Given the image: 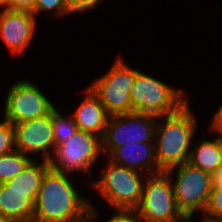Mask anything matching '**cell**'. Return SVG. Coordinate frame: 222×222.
Listing matches in <instances>:
<instances>
[{
  "label": "cell",
  "instance_id": "cell-1",
  "mask_svg": "<svg viewBox=\"0 0 222 222\" xmlns=\"http://www.w3.org/2000/svg\"><path fill=\"white\" fill-rule=\"evenodd\" d=\"M70 176L51 168L45 173L32 222H93L99 218L92 200L77 192Z\"/></svg>",
  "mask_w": 222,
  "mask_h": 222
},
{
  "label": "cell",
  "instance_id": "cell-2",
  "mask_svg": "<svg viewBox=\"0 0 222 222\" xmlns=\"http://www.w3.org/2000/svg\"><path fill=\"white\" fill-rule=\"evenodd\" d=\"M189 105L188 101L177 112L158 117L154 144L157 163L163 171L189 160L198 127Z\"/></svg>",
  "mask_w": 222,
  "mask_h": 222
},
{
  "label": "cell",
  "instance_id": "cell-3",
  "mask_svg": "<svg viewBox=\"0 0 222 222\" xmlns=\"http://www.w3.org/2000/svg\"><path fill=\"white\" fill-rule=\"evenodd\" d=\"M106 164L99 176L101 178L89 181L91 188L113 211H134L140 204L147 175L110 160Z\"/></svg>",
  "mask_w": 222,
  "mask_h": 222
},
{
  "label": "cell",
  "instance_id": "cell-4",
  "mask_svg": "<svg viewBox=\"0 0 222 222\" xmlns=\"http://www.w3.org/2000/svg\"><path fill=\"white\" fill-rule=\"evenodd\" d=\"M182 88L176 89L140 70L129 91L132 112L162 117L177 112L189 100Z\"/></svg>",
  "mask_w": 222,
  "mask_h": 222
},
{
  "label": "cell",
  "instance_id": "cell-5",
  "mask_svg": "<svg viewBox=\"0 0 222 222\" xmlns=\"http://www.w3.org/2000/svg\"><path fill=\"white\" fill-rule=\"evenodd\" d=\"M102 154L101 138L93 133L77 130L64 143L55 147L48 160L51 169L72 175L75 172L89 175Z\"/></svg>",
  "mask_w": 222,
  "mask_h": 222
},
{
  "label": "cell",
  "instance_id": "cell-6",
  "mask_svg": "<svg viewBox=\"0 0 222 222\" xmlns=\"http://www.w3.org/2000/svg\"><path fill=\"white\" fill-rule=\"evenodd\" d=\"M166 172L170 175L178 209L188 219L195 212H205L212 192L211 174L192 166L190 163L176 165ZM175 182L172 175H175Z\"/></svg>",
  "mask_w": 222,
  "mask_h": 222
},
{
  "label": "cell",
  "instance_id": "cell-7",
  "mask_svg": "<svg viewBox=\"0 0 222 222\" xmlns=\"http://www.w3.org/2000/svg\"><path fill=\"white\" fill-rule=\"evenodd\" d=\"M142 222H186L178 209L170 175L166 171L147 175L139 206L134 210Z\"/></svg>",
  "mask_w": 222,
  "mask_h": 222
},
{
  "label": "cell",
  "instance_id": "cell-8",
  "mask_svg": "<svg viewBox=\"0 0 222 222\" xmlns=\"http://www.w3.org/2000/svg\"><path fill=\"white\" fill-rule=\"evenodd\" d=\"M101 77L88 86L106 108L110 116L131 113L132 103L129 91L134 85L138 69L130 65L120 56L113 62Z\"/></svg>",
  "mask_w": 222,
  "mask_h": 222
},
{
  "label": "cell",
  "instance_id": "cell-9",
  "mask_svg": "<svg viewBox=\"0 0 222 222\" xmlns=\"http://www.w3.org/2000/svg\"><path fill=\"white\" fill-rule=\"evenodd\" d=\"M158 117L131 112L109 117L102 141L106 157L114 148L142 142H154Z\"/></svg>",
  "mask_w": 222,
  "mask_h": 222
},
{
  "label": "cell",
  "instance_id": "cell-10",
  "mask_svg": "<svg viewBox=\"0 0 222 222\" xmlns=\"http://www.w3.org/2000/svg\"><path fill=\"white\" fill-rule=\"evenodd\" d=\"M8 91L3 118L12 124L44 116L55 108L54 103L30 80L16 81Z\"/></svg>",
  "mask_w": 222,
  "mask_h": 222
},
{
  "label": "cell",
  "instance_id": "cell-11",
  "mask_svg": "<svg viewBox=\"0 0 222 222\" xmlns=\"http://www.w3.org/2000/svg\"><path fill=\"white\" fill-rule=\"evenodd\" d=\"M15 149L28 156L49 160L55 149L52 111L44 116L13 124Z\"/></svg>",
  "mask_w": 222,
  "mask_h": 222
},
{
  "label": "cell",
  "instance_id": "cell-12",
  "mask_svg": "<svg viewBox=\"0 0 222 222\" xmlns=\"http://www.w3.org/2000/svg\"><path fill=\"white\" fill-rule=\"evenodd\" d=\"M37 23V17L30 11H0V37L11 54H22L32 43Z\"/></svg>",
  "mask_w": 222,
  "mask_h": 222
},
{
  "label": "cell",
  "instance_id": "cell-13",
  "mask_svg": "<svg viewBox=\"0 0 222 222\" xmlns=\"http://www.w3.org/2000/svg\"><path fill=\"white\" fill-rule=\"evenodd\" d=\"M112 163L139 171L145 175L160 173L154 142H142L114 148L106 157Z\"/></svg>",
  "mask_w": 222,
  "mask_h": 222
},
{
  "label": "cell",
  "instance_id": "cell-14",
  "mask_svg": "<svg viewBox=\"0 0 222 222\" xmlns=\"http://www.w3.org/2000/svg\"><path fill=\"white\" fill-rule=\"evenodd\" d=\"M84 94L85 98L72 112L73 119L79 130L93 133L102 139L110 115L89 87L85 88Z\"/></svg>",
  "mask_w": 222,
  "mask_h": 222
},
{
  "label": "cell",
  "instance_id": "cell-15",
  "mask_svg": "<svg viewBox=\"0 0 222 222\" xmlns=\"http://www.w3.org/2000/svg\"><path fill=\"white\" fill-rule=\"evenodd\" d=\"M37 195L38 193L12 190L5 183H0V218L14 222H32Z\"/></svg>",
  "mask_w": 222,
  "mask_h": 222
},
{
  "label": "cell",
  "instance_id": "cell-16",
  "mask_svg": "<svg viewBox=\"0 0 222 222\" xmlns=\"http://www.w3.org/2000/svg\"><path fill=\"white\" fill-rule=\"evenodd\" d=\"M188 163L207 173H214L222 166V149L219 139L200 140L191 148Z\"/></svg>",
  "mask_w": 222,
  "mask_h": 222
},
{
  "label": "cell",
  "instance_id": "cell-17",
  "mask_svg": "<svg viewBox=\"0 0 222 222\" xmlns=\"http://www.w3.org/2000/svg\"><path fill=\"white\" fill-rule=\"evenodd\" d=\"M34 158L15 177L6 181L5 184L12 190H19L25 193H38L45 173L50 169L47 160L37 163Z\"/></svg>",
  "mask_w": 222,
  "mask_h": 222
},
{
  "label": "cell",
  "instance_id": "cell-18",
  "mask_svg": "<svg viewBox=\"0 0 222 222\" xmlns=\"http://www.w3.org/2000/svg\"><path fill=\"white\" fill-rule=\"evenodd\" d=\"M34 156H28L14 149L0 156V183L17 176Z\"/></svg>",
  "mask_w": 222,
  "mask_h": 222
},
{
  "label": "cell",
  "instance_id": "cell-19",
  "mask_svg": "<svg viewBox=\"0 0 222 222\" xmlns=\"http://www.w3.org/2000/svg\"><path fill=\"white\" fill-rule=\"evenodd\" d=\"M70 117L71 118H67L61 114L56 107L52 110V126L55 147L64 143L78 130L73 116Z\"/></svg>",
  "mask_w": 222,
  "mask_h": 222
},
{
  "label": "cell",
  "instance_id": "cell-20",
  "mask_svg": "<svg viewBox=\"0 0 222 222\" xmlns=\"http://www.w3.org/2000/svg\"><path fill=\"white\" fill-rule=\"evenodd\" d=\"M200 222H222V187L212 189Z\"/></svg>",
  "mask_w": 222,
  "mask_h": 222
},
{
  "label": "cell",
  "instance_id": "cell-21",
  "mask_svg": "<svg viewBox=\"0 0 222 222\" xmlns=\"http://www.w3.org/2000/svg\"><path fill=\"white\" fill-rule=\"evenodd\" d=\"M40 12L41 14L42 12H45L57 17H64L71 14L67 5V0H35V6L32 13L37 17Z\"/></svg>",
  "mask_w": 222,
  "mask_h": 222
},
{
  "label": "cell",
  "instance_id": "cell-22",
  "mask_svg": "<svg viewBox=\"0 0 222 222\" xmlns=\"http://www.w3.org/2000/svg\"><path fill=\"white\" fill-rule=\"evenodd\" d=\"M15 149L14 126L8 120L0 121V156Z\"/></svg>",
  "mask_w": 222,
  "mask_h": 222
},
{
  "label": "cell",
  "instance_id": "cell-23",
  "mask_svg": "<svg viewBox=\"0 0 222 222\" xmlns=\"http://www.w3.org/2000/svg\"><path fill=\"white\" fill-rule=\"evenodd\" d=\"M101 1L103 0H67V5L71 14H76L96 8Z\"/></svg>",
  "mask_w": 222,
  "mask_h": 222
},
{
  "label": "cell",
  "instance_id": "cell-24",
  "mask_svg": "<svg viewBox=\"0 0 222 222\" xmlns=\"http://www.w3.org/2000/svg\"><path fill=\"white\" fill-rule=\"evenodd\" d=\"M106 222H142L134 211H116L113 212Z\"/></svg>",
  "mask_w": 222,
  "mask_h": 222
},
{
  "label": "cell",
  "instance_id": "cell-25",
  "mask_svg": "<svg viewBox=\"0 0 222 222\" xmlns=\"http://www.w3.org/2000/svg\"><path fill=\"white\" fill-rule=\"evenodd\" d=\"M35 0H7V9L33 12Z\"/></svg>",
  "mask_w": 222,
  "mask_h": 222
},
{
  "label": "cell",
  "instance_id": "cell-26",
  "mask_svg": "<svg viewBox=\"0 0 222 222\" xmlns=\"http://www.w3.org/2000/svg\"><path fill=\"white\" fill-rule=\"evenodd\" d=\"M209 125V133L212 132V135L222 134V104L212 116L211 124L209 123Z\"/></svg>",
  "mask_w": 222,
  "mask_h": 222
},
{
  "label": "cell",
  "instance_id": "cell-27",
  "mask_svg": "<svg viewBox=\"0 0 222 222\" xmlns=\"http://www.w3.org/2000/svg\"><path fill=\"white\" fill-rule=\"evenodd\" d=\"M212 187L221 188L222 187V166L219 167L214 173L211 174Z\"/></svg>",
  "mask_w": 222,
  "mask_h": 222
},
{
  "label": "cell",
  "instance_id": "cell-28",
  "mask_svg": "<svg viewBox=\"0 0 222 222\" xmlns=\"http://www.w3.org/2000/svg\"><path fill=\"white\" fill-rule=\"evenodd\" d=\"M1 11L7 9V0H0Z\"/></svg>",
  "mask_w": 222,
  "mask_h": 222
},
{
  "label": "cell",
  "instance_id": "cell-29",
  "mask_svg": "<svg viewBox=\"0 0 222 222\" xmlns=\"http://www.w3.org/2000/svg\"><path fill=\"white\" fill-rule=\"evenodd\" d=\"M217 136V138L219 139V143L221 145V149H222V134H215Z\"/></svg>",
  "mask_w": 222,
  "mask_h": 222
},
{
  "label": "cell",
  "instance_id": "cell-30",
  "mask_svg": "<svg viewBox=\"0 0 222 222\" xmlns=\"http://www.w3.org/2000/svg\"><path fill=\"white\" fill-rule=\"evenodd\" d=\"M0 222H14V221L9 220V219L0 218Z\"/></svg>",
  "mask_w": 222,
  "mask_h": 222
}]
</instances>
